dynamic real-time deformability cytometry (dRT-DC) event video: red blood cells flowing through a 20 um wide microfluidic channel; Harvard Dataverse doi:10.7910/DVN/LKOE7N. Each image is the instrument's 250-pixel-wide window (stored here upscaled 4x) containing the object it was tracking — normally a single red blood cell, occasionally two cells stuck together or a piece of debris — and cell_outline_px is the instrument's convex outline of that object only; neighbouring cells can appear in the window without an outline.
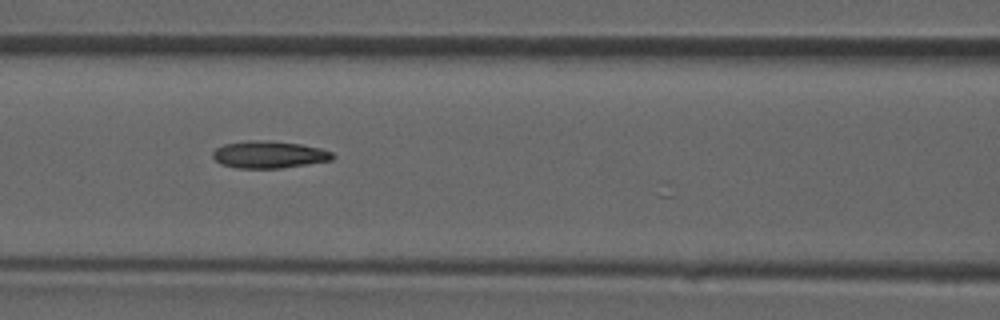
{"species": "common noctule bat (a hibernating species)", "species_latin": "Nyctalus noctula", "temperature_condition": "room temperature", "stored_images_in_passage": 37, "camera_frame_rate_fps": 3000, "um_per_image_px": 0.085, "animal": {"sex": "male", "forearm_length_mm": 52.5}, "frame": {"image": 1, "passage_image": 11, "time_ms": 3.333, "image_size_px": [1000, 320], "cell_outline_px": [[332, 156], [324, 160], [268, 168], [260, 168], [228, 164], [220, 160], [216, 156], [216, 152], [224, 148], [236, 144], [292, 144], [312, 148], [328, 152]], "centroid_in_image_um": [22.93, 13.19], "position_along_channel_um": 143.7, "area_um2": 15.03}}